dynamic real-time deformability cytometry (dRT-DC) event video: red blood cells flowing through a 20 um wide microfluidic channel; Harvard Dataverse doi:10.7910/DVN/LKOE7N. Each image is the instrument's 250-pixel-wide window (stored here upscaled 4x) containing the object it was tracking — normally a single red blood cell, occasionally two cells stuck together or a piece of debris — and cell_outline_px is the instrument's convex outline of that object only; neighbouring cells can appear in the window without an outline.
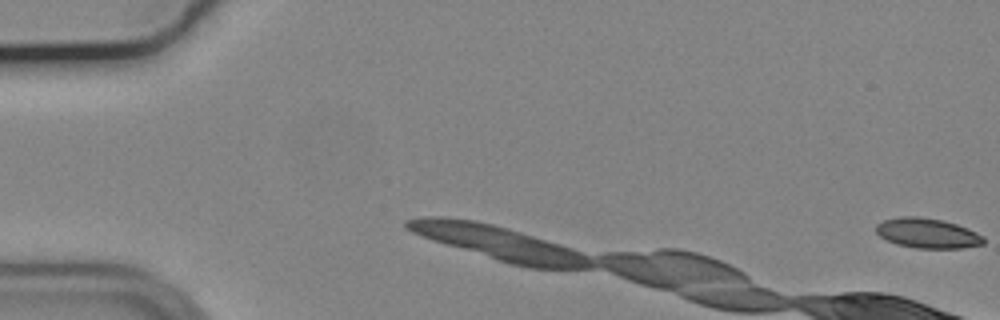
{"species": "common noctule bat (a hibernating species)", "species_latin": "Nyctalus noctula", "temperature_condition": "cold", "stored_images_in_passage": 7, "camera_frame_rate_fps": 3000, "um_per_image_px": 0.085, "animal": {"sex": "male", "body_mass_g": 19.2, "forearm_length_mm": 51.8}, "frame": {"image": 1, "passage_image": 1, "time_ms": 0.0, "image_size_px": [1000, 320], "cell_outline_px": [[984, 244], [964, 248], [916, 248], [896, 244], [880, 236], [876, 232], [876, 224], [884, 220], [900, 216], [916, 216], [944, 220], [968, 228], [984, 236]], "centroid_in_image_um": [78.85, 19.82], "position_along_channel_um": 6.2, "area_um2": 18.84}}